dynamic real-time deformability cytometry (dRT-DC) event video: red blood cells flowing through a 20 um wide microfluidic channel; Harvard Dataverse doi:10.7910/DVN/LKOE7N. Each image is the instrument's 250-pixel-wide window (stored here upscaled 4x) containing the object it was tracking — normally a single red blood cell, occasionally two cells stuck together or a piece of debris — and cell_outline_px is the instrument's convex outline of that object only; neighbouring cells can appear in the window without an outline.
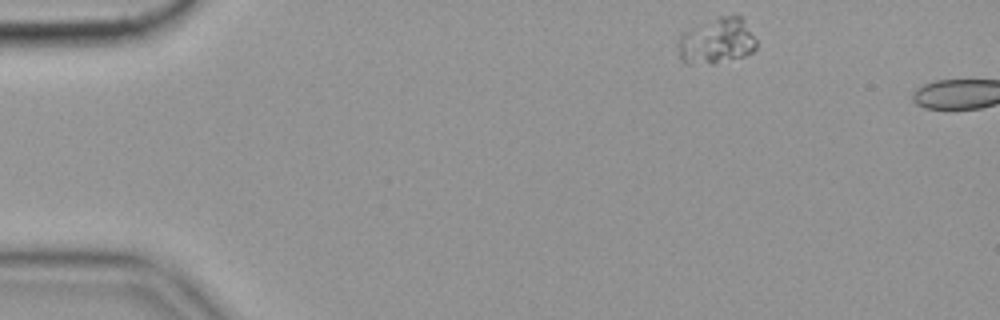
{"species": "common noctule bat (a hibernating species)", "species_latin": "Nyctalus noctula", "temperature_condition": "cold", "stored_images_in_passage": 4, "camera_frame_rate_fps": 3000, "um_per_image_px": 0.085, "animal": {"sex": "female", "body_mass_g": 19.9}, "frame": {"image": 1, "passage_image": 1, "time_ms": 0.0, "image_size_px": [1000, 320], "cell_outline_px": [[756, 48], [752, 52], [744, 56], [712, 64], [684, 64], [680, 60], [676, 48], [676, 40], [684, 32], [716, 16], [740, 16], [756, 40]], "centroid_in_image_um": [60.85, 3.52], "position_along_channel_um": 24.2, "area_um2": 21.1}}